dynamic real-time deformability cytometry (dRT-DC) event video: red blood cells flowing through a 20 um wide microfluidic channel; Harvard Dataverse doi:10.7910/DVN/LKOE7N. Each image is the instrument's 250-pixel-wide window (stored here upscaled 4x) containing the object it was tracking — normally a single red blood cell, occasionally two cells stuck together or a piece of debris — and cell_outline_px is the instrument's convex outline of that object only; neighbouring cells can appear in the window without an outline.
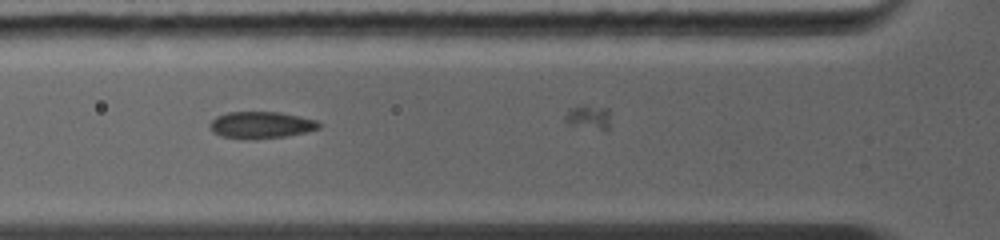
{"species": "common noctule bat (a hibernating species)", "species_latin": "Nyctalus noctula", "temperature_condition": "warm", "stored_images_in_passage": 16, "camera_frame_rate_fps": 5000, "um_per_image_px": 0.085, "animal": {"sex": "female", "body_mass_g": 19.0, "forearm_length_mm": 56.7}, "frame": {"image": 1, "passage_image": 5, "time_ms": 4.0, "image_size_px": [1000, 240], "cell_outline_px": [[320, 128], [304, 132], [284, 136], [252, 140], [248, 140], [220, 136], [212, 132], [208, 124], [216, 116], [228, 112], [280, 112], [316, 120], [320, 124]], "centroid_in_image_um": [22.13, 10.63], "position_along_channel_um": 103.7, "area_um2": 17.11}}
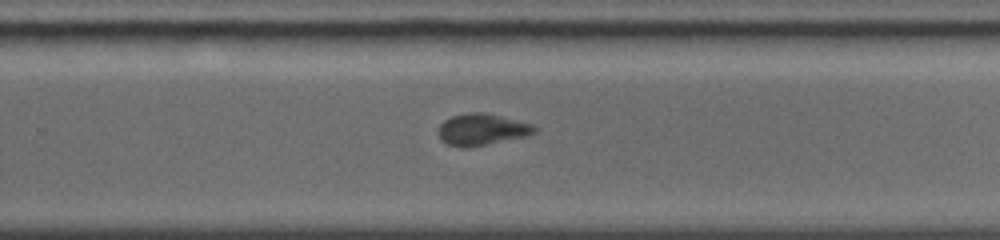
{"frame": {"image": 2, "passage_image": 11, "time_ms": 8.2, "image_size_px": [1000, 240], "cell_outline_px": [[536, 132], [528, 136], [468, 148], [460, 148], [444, 144], [440, 140], [440, 124], [444, 120], [452, 116], [468, 112], [480, 112], [532, 124], [536, 128]], "centroid_in_image_um": [40.92, 11.04], "position_along_channel_um": 288.9, "area_um2": 17.63}}
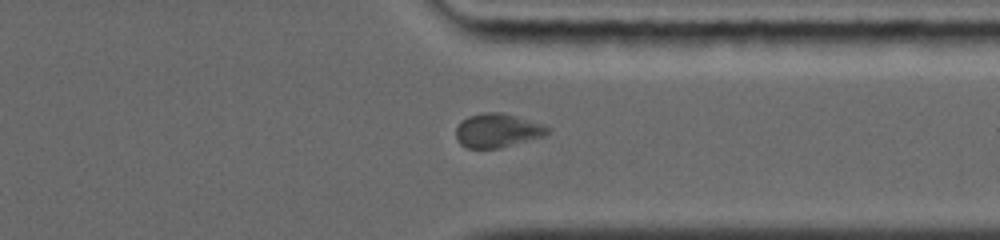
{"frame": {"image": 3, "passage_image": 14, "time_ms": 10.0, "image_size_px": [1000, 240], "cell_outline_px": [[548, 132], [544, 136], [500, 148], [468, 148], [460, 144], [456, 140], [456, 128], [460, 120], [468, 116], [484, 112], [500, 112], [544, 124], [548, 128]], "centroid_in_image_um": [42.24, 11.09], "position_along_channel_um": 369.2, "area_um2": 18.09}}